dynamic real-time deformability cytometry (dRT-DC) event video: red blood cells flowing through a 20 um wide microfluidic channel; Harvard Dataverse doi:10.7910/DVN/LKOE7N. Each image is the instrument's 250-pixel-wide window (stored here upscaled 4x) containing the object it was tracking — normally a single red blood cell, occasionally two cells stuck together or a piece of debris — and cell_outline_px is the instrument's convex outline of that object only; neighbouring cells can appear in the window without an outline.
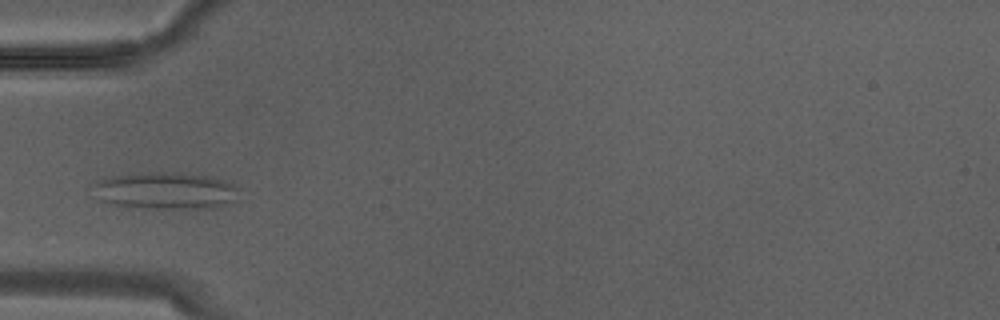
{"species": "Egyptian fruit bat (a non-hibernating species)", "species_latin": "Rousettus aegyptiacus", "temperature_condition": "warm", "stored_images_in_passage": 7, "camera_frame_rate_fps": 3000, "um_per_image_px": 0.085, "animal": {"sex": "male"}, "frame": {"image": 1, "passage_image": 4, "time_ms": 1.0, "image_size_px": [1000, 320], "cell_outline_px": [[240, 188], [236, 200], [232, 204], [212, 208], [148, 208], [116, 204], [104, 200], [96, 184], [100, 180], [112, 176], [148, 172], [164, 172], [204, 176], [224, 180]], "centroid_in_image_um": [14.25, 16.21], "position_along_channel_um": 70.8, "area_um2": 30.52}}